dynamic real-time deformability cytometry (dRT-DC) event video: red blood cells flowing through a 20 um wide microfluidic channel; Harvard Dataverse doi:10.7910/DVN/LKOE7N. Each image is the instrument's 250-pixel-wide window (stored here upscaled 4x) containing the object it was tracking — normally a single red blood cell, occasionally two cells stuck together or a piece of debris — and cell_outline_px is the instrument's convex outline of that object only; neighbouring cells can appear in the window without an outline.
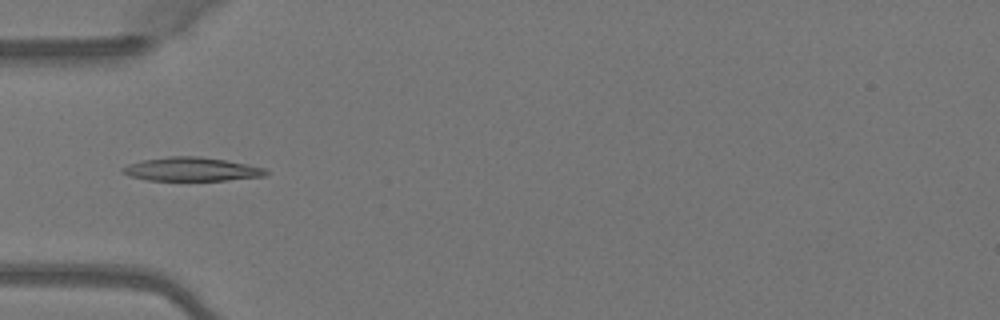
{"species": "Egyptian fruit bat (a non-hibernating species)", "species_latin": "Rousettus aegyptiacus", "temperature_condition": "warm", "stored_images_in_passage": 4, "camera_frame_rate_fps": 3000, "um_per_image_px": 0.085, "animal": {"sex": "female"}, "frame": {"image": 1, "passage_image": 4, "time_ms": 1.0, "image_size_px": [1000, 320], "cell_outline_px": [[268, 172], [264, 176], [228, 180], [148, 180], [128, 176], [120, 172], [120, 168], [128, 164], [140, 160], [172, 156], [200, 156], [248, 164], [264, 168]], "centroid_in_image_um": [16.22, 14.38], "position_along_channel_um": 68.8, "area_um2": 19.83}}